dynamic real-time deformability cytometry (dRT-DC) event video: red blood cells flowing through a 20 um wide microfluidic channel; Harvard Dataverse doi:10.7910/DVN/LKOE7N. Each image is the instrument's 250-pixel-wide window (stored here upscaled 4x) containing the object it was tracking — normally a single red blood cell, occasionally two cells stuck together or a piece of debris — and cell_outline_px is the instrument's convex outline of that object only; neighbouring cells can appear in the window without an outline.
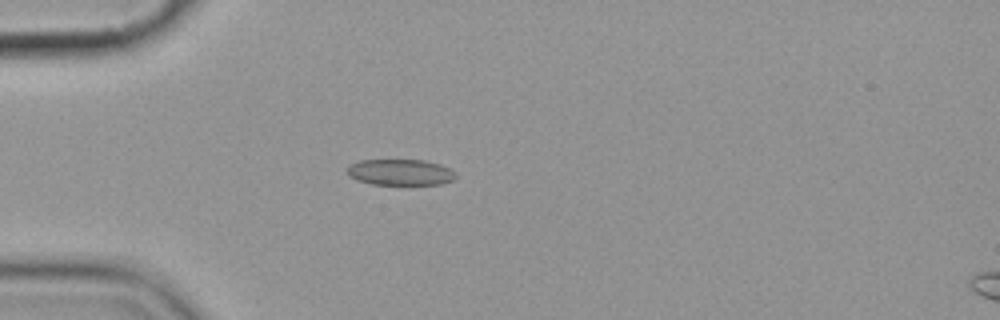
{"species": "common noctule bat (a hibernating species)", "species_latin": "Nyctalus noctula", "temperature_condition": "cold", "stored_images_in_passage": 5, "camera_frame_rate_fps": 3000, "um_per_image_px": 0.085, "animal": {"sex": "female", "body_mass_g": 19.9}, "frame": {"image": 1, "passage_image": 4, "time_ms": 3.667, "image_size_px": [1000, 320], "cell_outline_px": [[456, 176], [452, 180], [440, 184], [372, 184], [356, 180], [348, 172], [348, 164], [360, 160], [424, 160], [440, 164], [456, 172]], "centroid_in_image_um": [34.03, 14.63], "position_along_channel_um": 51.0, "area_um2": 16.36}}